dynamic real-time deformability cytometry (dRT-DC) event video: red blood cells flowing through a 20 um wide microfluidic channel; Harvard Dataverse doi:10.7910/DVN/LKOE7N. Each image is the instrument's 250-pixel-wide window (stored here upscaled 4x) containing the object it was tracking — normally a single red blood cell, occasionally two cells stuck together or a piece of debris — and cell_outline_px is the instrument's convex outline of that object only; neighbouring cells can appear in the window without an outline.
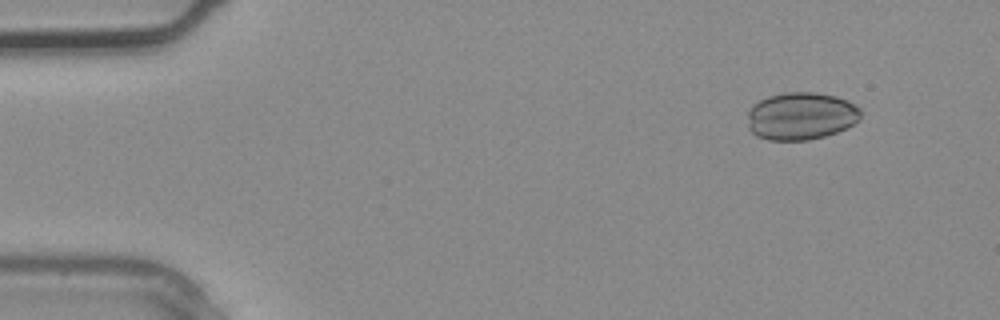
{"species": "common noctule bat (a hibernating species)", "species_latin": "Nyctalus noctula", "temperature_condition": "warm", "stored_images_in_passage": 2, "camera_frame_rate_fps": 3000, "um_per_image_px": 0.085, "animal": {"sex": "male", "body_mass_g": 20.4}, "frame": {"image": 1, "passage_image": 1, "time_ms": 0.0, "image_size_px": [1000, 320], "cell_outline_px": [[860, 120], [836, 132], [824, 136], [808, 140], [768, 140], [756, 136], [748, 128], [748, 112], [752, 104], [768, 96], [784, 92], [812, 92], [836, 96], [848, 100], [860, 108]], "centroid_in_image_um": [68.06, 9.86], "position_along_channel_um": 16.9, "area_um2": 31.5}}